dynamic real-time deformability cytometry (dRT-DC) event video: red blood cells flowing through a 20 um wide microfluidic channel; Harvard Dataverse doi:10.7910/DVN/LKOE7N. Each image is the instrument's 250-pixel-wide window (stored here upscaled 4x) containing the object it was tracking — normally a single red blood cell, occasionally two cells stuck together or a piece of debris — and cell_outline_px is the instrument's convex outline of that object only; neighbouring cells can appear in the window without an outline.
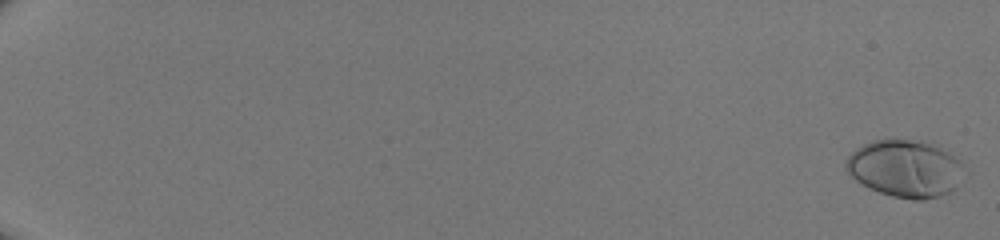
{"species": "human", "species_latin": "Homo sapiens", "temperature_condition": "room temperature", "stored_images_in_passage": 51, "camera_frame_rate_fps": 3000, "um_per_image_px": 0.085, "donor": {"sex": "male"}, "frame": {"image": 1, "passage_image": 1, "time_ms": 0.0, "image_size_px": [1000, 240], "cell_outline_px": [[960, 164], [956, 188], [952, 192], [940, 196], [924, 200], [912, 200], [892, 196], [880, 192], [856, 180], [844, 168], [844, 160], [856, 148], [872, 140], [924, 140], [948, 152], [960, 160]], "centroid_in_image_um": [76.89, 14.33], "position_along_channel_um": 8.1, "area_um2": 38.96}}
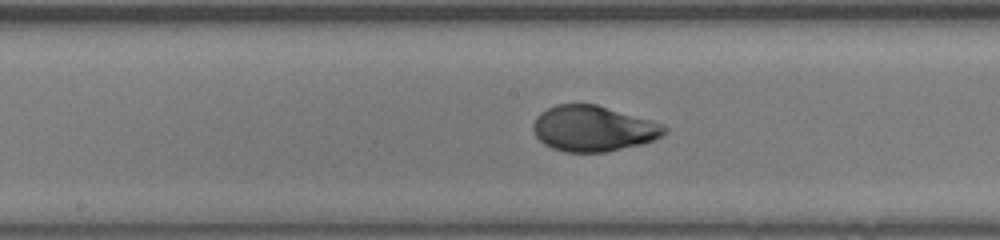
{"frame": {"image": 2, "passage_image": 31, "time_ms": 10.0, "image_size_px": [1000, 240], "cell_outline_px": [[668, 132], [644, 144], [604, 152], [564, 152], [552, 148], [544, 144], [532, 132], [532, 124], [536, 116], [540, 112], [556, 104], [596, 104], [664, 124], [668, 128]], "centroid_in_image_um": [50.41, 10.93], "position_along_channel_um": 197.8, "area_um2": 35.08}}
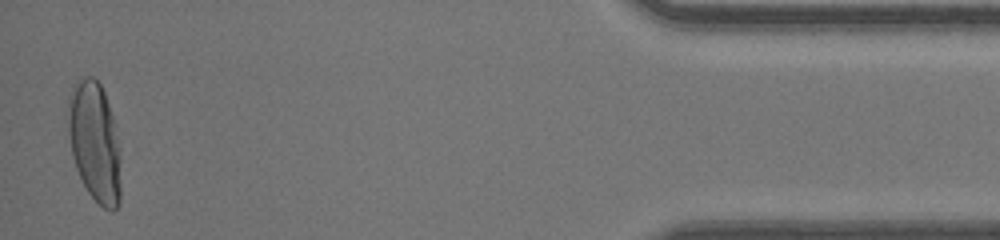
{"frame": {"image": 3, "passage_image": 51, "time_ms": 16.667, "image_size_px": [1000, 240], "cell_outline_px": [[120, 204], [112, 212], [104, 208], [88, 192], [76, 168], [72, 156], [68, 132], [68, 96], [76, 80], [80, 76], [92, 76], [100, 84], [104, 92], [116, 124], [120, 152]], "centroid_in_image_um": [8.05, 12.04], "position_along_channel_um": 427.1, "area_um2": 37.28}}